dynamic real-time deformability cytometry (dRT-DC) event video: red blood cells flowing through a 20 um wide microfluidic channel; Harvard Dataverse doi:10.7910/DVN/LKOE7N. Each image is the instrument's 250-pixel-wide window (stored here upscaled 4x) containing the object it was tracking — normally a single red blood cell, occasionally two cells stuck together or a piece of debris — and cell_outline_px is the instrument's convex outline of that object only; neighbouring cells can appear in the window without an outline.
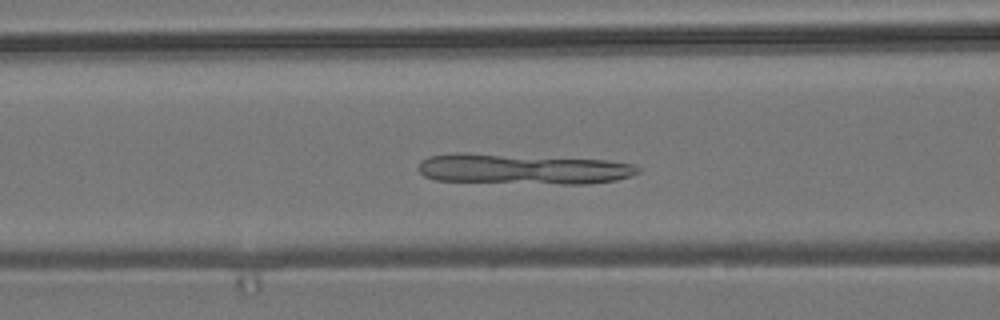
{"species": "common noctule bat (a hibernating species)", "species_latin": "Nyctalus noctula", "temperature_condition": "room temperature", "stored_images_in_passage": 30, "camera_frame_rate_fps": 3000, "um_per_image_px": 0.085, "animal": {"sex": "male", "body_mass_g": 19.2, "forearm_length_mm": 51.8}, "frame": {"image": 1, "passage_image": 22, "time_ms": 7.0, "image_size_px": [1000, 320], "cell_outline_px": [[640, 172], [632, 176], [616, 180], [588, 184], [560, 184], [436, 180], [424, 176], [416, 168], [420, 160], [428, 156], [452, 152], [468, 152], [608, 160], [632, 164], [640, 168]], "centroid_in_image_um": [44.4, 14.35], "position_along_channel_um": 122.2, "area_um2": 39.48}}
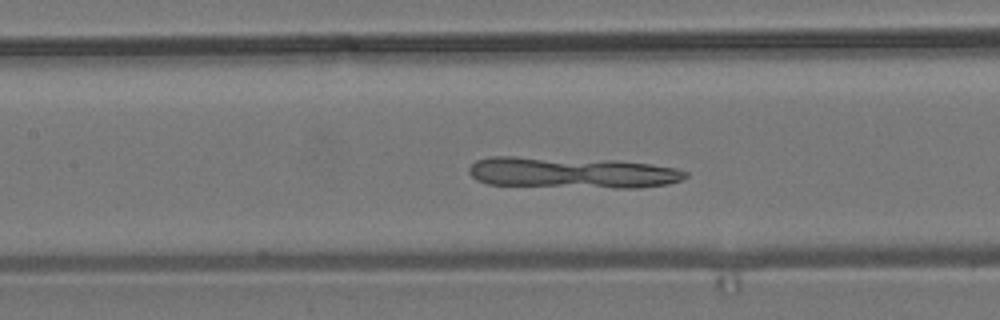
{"frame": {"image": 2, "passage_image": 25, "time_ms": 8.0, "image_size_px": [1000, 320], "cell_outline_px": [[688, 176], [680, 180], [668, 184], [640, 188], [616, 188], [488, 184], [476, 180], [468, 172], [468, 168], [476, 160], [488, 156], [516, 156], [616, 160], [648, 164], [676, 168], [688, 172]], "centroid_in_image_um": [48.6, 14.66], "position_along_channel_um": 158.8, "area_um2": 39.59}}
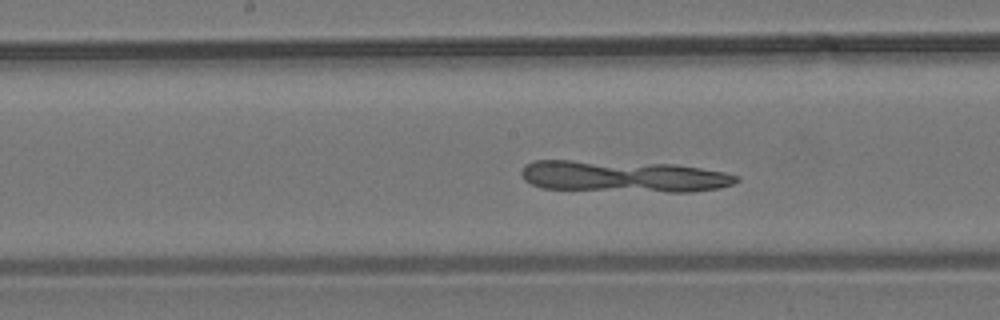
{"frame": {"image": 3, "passage_image": 28, "time_ms": 9.0, "image_size_px": [1000, 320], "cell_outline_px": [[740, 180], [732, 184], [720, 188], [692, 192], [668, 192], [540, 188], [524, 180], [520, 172], [524, 164], [532, 160], [572, 160], [676, 164], [724, 172], [740, 176]], "centroid_in_image_um": [52.98, 14.99], "position_along_channel_um": 195.2, "area_um2": 39.88}}